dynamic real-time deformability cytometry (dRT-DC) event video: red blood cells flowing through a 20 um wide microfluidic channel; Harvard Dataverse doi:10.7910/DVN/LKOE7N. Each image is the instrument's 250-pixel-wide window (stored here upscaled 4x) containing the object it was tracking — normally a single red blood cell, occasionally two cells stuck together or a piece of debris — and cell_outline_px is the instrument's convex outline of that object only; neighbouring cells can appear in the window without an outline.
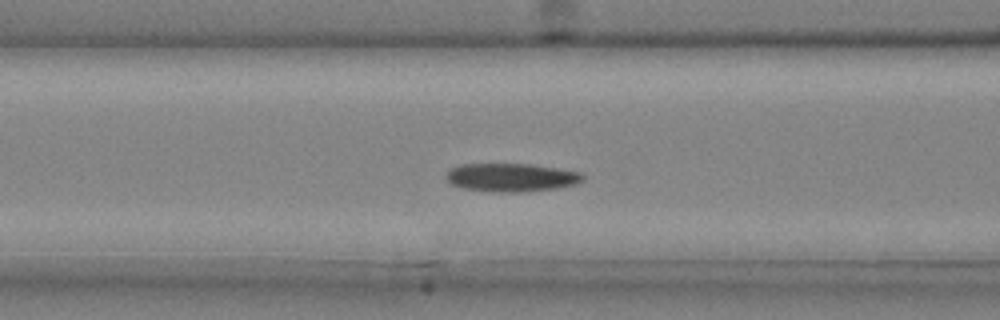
{"species": "common noctule bat (a hibernating species)", "species_latin": "Nyctalus noctula", "temperature_condition": "cold", "stored_images_in_passage": 32, "camera_frame_rate_fps": 3000, "um_per_image_px": 0.085, "animal": {"sex": "male", "body_mass_g": 20.4}, "frame": {"image": 1, "passage_image": 7, "time_ms": 2.0, "image_size_px": [1000, 320], "cell_outline_px": [[584, 180], [576, 184], [556, 188], [524, 192], [496, 192], [464, 188], [452, 184], [448, 180], [448, 172], [452, 168], [460, 164], [532, 164], [580, 172], [584, 176]], "centroid_in_image_um": [43.51, 15.08], "position_along_channel_um": 123.1, "area_um2": 22.37}}
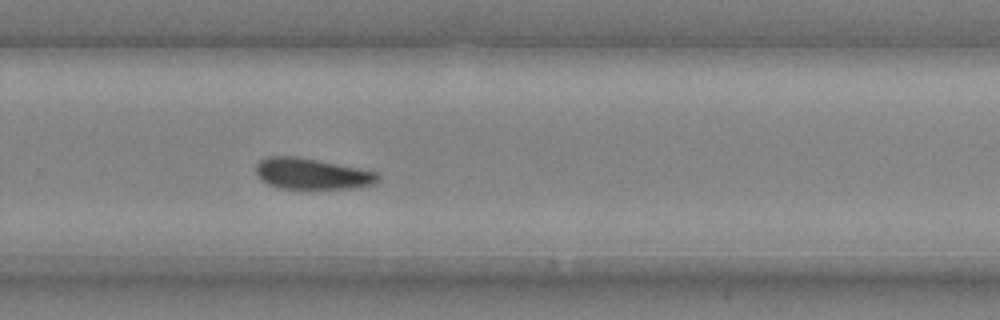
{"frame": {"image": 2, "passage_image": 19, "time_ms": 6.0, "image_size_px": [1000, 320], "cell_outline_px": [[380, 180], [376, 184], [356, 188], [280, 188], [268, 184], [260, 180], [256, 172], [256, 164], [260, 160], [268, 156], [296, 156], [376, 172], [380, 176]], "centroid_in_image_um": [26.5, 14.78], "position_along_channel_um": 303.3, "area_um2": 21.91}}
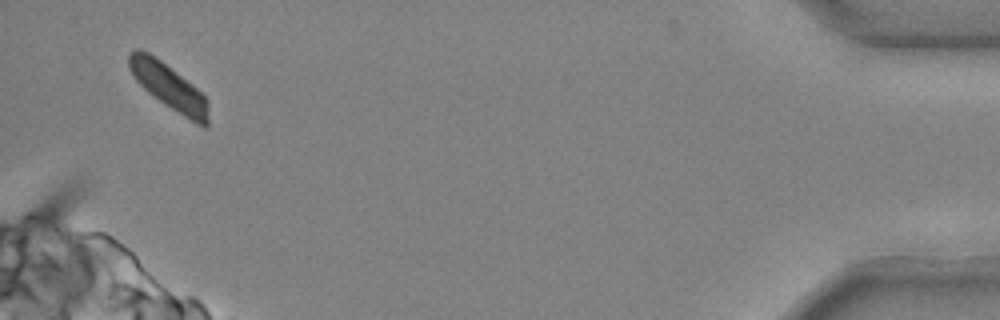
{"frame": {"image": 3, "passage_image": 31, "time_ms": 10.0, "image_size_px": [1000, 320], "cell_outline_px": [[208, 124], [204, 128], [196, 124], [164, 104], [148, 92], [132, 76], [128, 68], [128, 56], [136, 48], [148, 52], [160, 60], [196, 88], [208, 100]], "centroid_in_image_um": [14.33, 7.38], "position_along_channel_um": 420.9, "area_um2": 20.81}}